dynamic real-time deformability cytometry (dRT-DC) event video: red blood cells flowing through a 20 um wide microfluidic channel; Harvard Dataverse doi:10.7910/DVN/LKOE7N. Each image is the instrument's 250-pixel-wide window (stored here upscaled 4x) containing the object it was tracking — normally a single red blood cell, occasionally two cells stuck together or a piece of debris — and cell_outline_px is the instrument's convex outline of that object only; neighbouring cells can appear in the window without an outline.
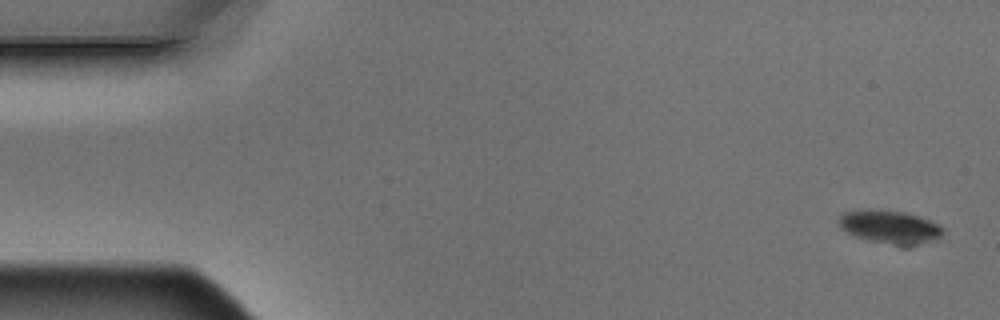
{"species": "Egyptian fruit bat (a non-hibernating species)", "species_latin": "Rousettus aegyptiacus", "temperature_condition": "warm", "stored_images_in_passage": 4, "camera_frame_rate_fps": 3000, "um_per_image_px": 0.085, "animal": {"sex": "male"}, "frame": {"image": 1, "passage_image": 1, "time_ms": 0.0, "image_size_px": [1000, 320], "cell_outline_px": [[944, 232], [936, 240], [904, 248], [856, 236], [840, 228], [836, 220], [840, 212], [868, 208], [904, 212], [920, 216], [944, 228]], "centroid_in_image_um": [75.61, 19.29], "position_along_channel_um": 9.4, "area_um2": 20.69}}